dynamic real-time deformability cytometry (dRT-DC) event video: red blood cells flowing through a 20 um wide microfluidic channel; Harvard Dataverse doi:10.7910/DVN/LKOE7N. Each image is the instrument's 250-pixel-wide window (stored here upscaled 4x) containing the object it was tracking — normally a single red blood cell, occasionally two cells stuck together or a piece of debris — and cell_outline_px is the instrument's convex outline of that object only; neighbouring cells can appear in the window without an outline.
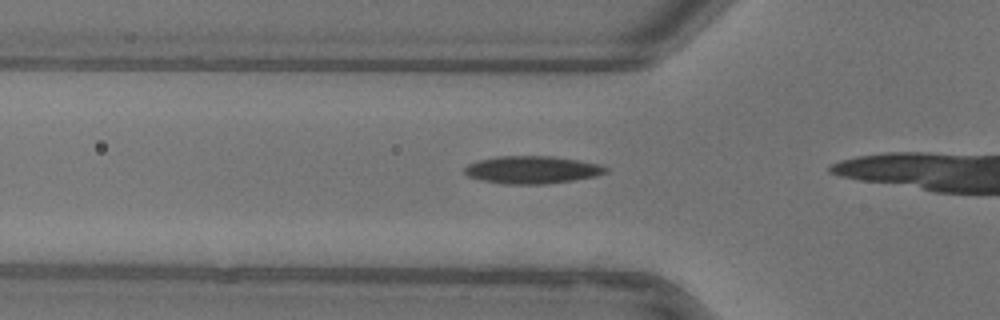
{"species": "common noctule bat (a hibernating species)", "species_latin": "Nyctalus noctula", "temperature_condition": "warm", "stored_images_in_passage": 13, "camera_frame_rate_fps": 3000, "um_per_image_px": 0.085, "animal": {"sex": "female"}, "frame": {"image": 1, "passage_image": 8, "time_ms": 2.333, "image_size_px": [1000, 320], "cell_outline_px": [[608, 172], [596, 176], [548, 184], [504, 184], [480, 180], [468, 176], [464, 172], [464, 168], [468, 164], [476, 160], [496, 156], [552, 156], [600, 164], [608, 168]], "centroid_in_image_um": [45.2, 14.43], "position_along_channel_um": 80.6, "area_um2": 22.83}}
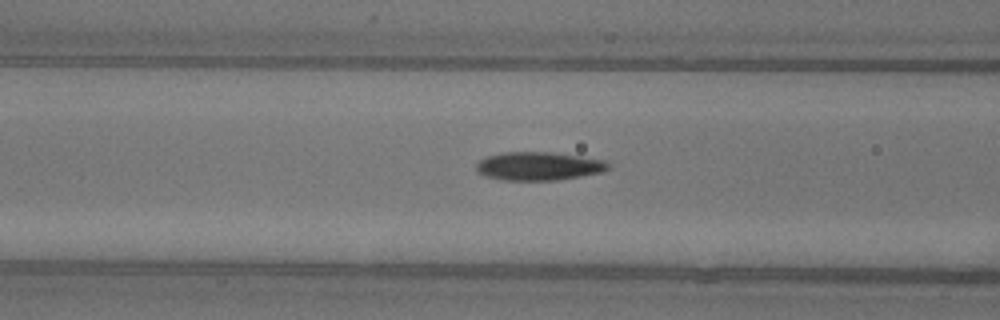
{"frame": {"image": 2, "passage_image": 11, "time_ms": 3.333, "image_size_px": [1000, 320], "cell_outline_px": [[612, 168], [604, 172], [556, 180], [504, 180], [484, 176], [476, 172], [476, 164], [480, 160], [488, 156], [504, 152], [548, 152], [580, 156], [604, 160], [612, 164]], "centroid_in_image_um": [45.82, 14.12], "position_along_channel_um": 120.8, "area_um2": 21.96}}